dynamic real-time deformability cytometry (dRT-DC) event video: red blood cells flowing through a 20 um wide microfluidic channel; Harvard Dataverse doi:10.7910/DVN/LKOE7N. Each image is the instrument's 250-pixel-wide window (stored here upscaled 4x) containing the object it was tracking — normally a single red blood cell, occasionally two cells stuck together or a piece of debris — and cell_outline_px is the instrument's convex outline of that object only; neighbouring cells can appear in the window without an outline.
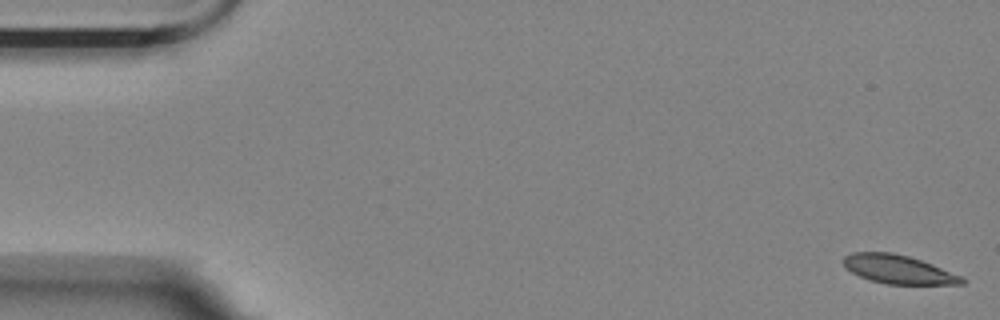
{"species": "Egyptian fruit bat (a non-hibernating species)", "species_latin": "Rousettus aegyptiacus", "temperature_condition": "room temperature", "stored_images_in_passage": 4, "camera_frame_rate_fps": 3000, "um_per_image_px": 0.085, "animal": {"sex": "female"}, "frame": {"image": 1, "passage_image": 1, "time_ms": 0.0, "image_size_px": [1000, 320], "cell_outline_px": [[964, 284], [884, 284], [860, 276], [852, 272], [844, 264], [844, 256], [852, 252], [892, 252], [908, 256], [932, 264], [960, 276], [964, 280]], "centroid_in_image_um": [76.34, 22.89], "position_along_channel_um": 8.7, "area_um2": 19.42}}
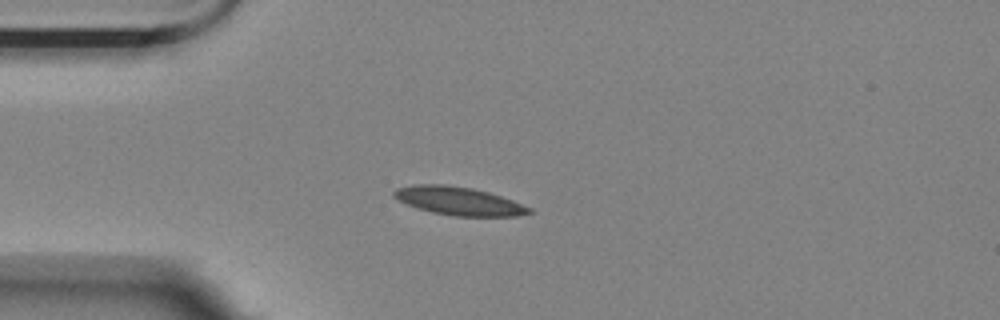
{"frame": {"image": 2, "passage_image": 4, "time_ms": 1.0, "image_size_px": [1000, 320], "cell_outline_px": [[532, 212], [516, 216], [452, 216], [432, 212], [408, 204], [392, 196], [392, 192], [396, 188], [416, 184], [444, 184], [472, 188], [488, 192], [512, 200], [532, 208]], "centroid_in_image_um": [38.99, 17.08], "position_along_channel_um": 46.0, "area_um2": 22.08}}